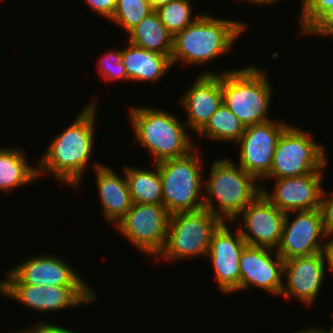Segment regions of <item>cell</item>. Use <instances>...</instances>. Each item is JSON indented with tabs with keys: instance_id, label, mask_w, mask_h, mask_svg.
Here are the masks:
<instances>
[{
	"instance_id": "6da1fadb",
	"label": "cell",
	"mask_w": 333,
	"mask_h": 333,
	"mask_svg": "<svg viewBox=\"0 0 333 333\" xmlns=\"http://www.w3.org/2000/svg\"><path fill=\"white\" fill-rule=\"evenodd\" d=\"M97 102L83 107L78 117L60 134L53 136L45 153L37 162L38 176L46 173L77 189L93 153ZM41 176V177H40Z\"/></svg>"
},
{
	"instance_id": "7a4b0ae2",
	"label": "cell",
	"mask_w": 333,
	"mask_h": 333,
	"mask_svg": "<svg viewBox=\"0 0 333 333\" xmlns=\"http://www.w3.org/2000/svg\"><path fill=\"white\" fill-rule=\"evenodd\" d=\"M201 15L181 32L173 36L171 62L203 65L224 56L247 28L239 20L220 19ZM241 34V35H240Z\"/></svg>"
},
{
	"instance_id": "3957f363",
	"label": "cell",
	"mask_w": 333,
	"mask_h": 333,
	"mask_svg": "<svg viewBox=\"0 0 333 333\" xmlns=\"http://www.w3.org/2000/svg\"><path fill=\"white\" fill-rule=\"evenodd\" d=\"M129 110L134 139L153 156V163L180 158L195 149L185 121L174 114L145 106H130Z\"/></svg>"
},
{
	"instance_id": "277c9868",
	"label": "cell",
	"mask_w": 333,
	"mask_h": 333,
	"mask_svg": "<svg viewBox=\"0 0 333 333\" xmlns=\"http://www.w3.org/2000/svg\"><path fill=\"white\" fill-rule=\"evenodd\" d=\"M210 167L208 181L204 182V208L223 222L232 224L261 193V186L253 175L235 165L231 158L217 159Z\"/></svg>"
},
{
	"instance_id": "5b68a950",
	"label": "cell",
	"mask_w": 333,
	"mask_h": 333,
	"mask_svg": "<svg viewBox=\"0 0 333 333\" xmlns=\"http://www.w3.org/2000/svg\"><path fill=\"white\" fill-rule=\"evenodd\" d=\"M220 73L223 103L245 127L272 120L273 87L265 70L248 65Z\"/></svg>"
},
{
	"instance_id": "8992f818",
	"label": "cell",
	"mask_w": 333,
	"mask_h": 333,
	"mask_svg": "<svg viewBox=\"0 0 333 333\" xmlns=\"http://www.w3.org/2000/svg\"><path fill=\"white\" fill-rule=\"evenodd\" d=\"M197 148L189 154L156 163L162 182V204L169 214L204 207V177Z\"/></svg>"
},
{
	"instance_id": "52a82bcc",
	"label": "cell",
	"mask_w": 333,
	"mask_h": 333,
	"mask_svg": "<svg viewBox=\"0 0 333 333\" xmlns=\"http://www.w3.org/2000/svg\"><path fill=\"white\" fill-rule=\"evenodd\" d=\"M223 221L206 208L171 214L165 245L157 259L175 262L183 258L206 256L211 237Z\"/></svg>"
},
{
	"instance_id": "ba28073f",
	"label": "cell",
	"mask_w": 333,
	"mask_h": 333,
	"mask_svg": "<svg viewBox=\"0 0 333 333\" xmlns=\"http://www.w3.org/2000/svg\"><path fill=\"white\" fill-rule=\"evenodd\" d=\"M313 138L300 127L288 125L277 141L271 170L265 178L298 177L325 170V147Z\"/></svg>"
},
{
	"instance_id": "9c48e42d",
	"label": "cell",
	"mask_w": 333,
	"mask_h": 333,
	"mask_svg": "<svg viewBox=\"0 0 333 333\" xmlns=\"http://www.w3.org/2000/svg\"><path fill=\"white\" fill-rule=\"evenodd\" d=\"M169 217L163 204L133 203L115 227L145 256L156 258L165 245Z\"/></svg>"
},
{
	"instance_id": "30bf717a",
	"label": "cell",
	"mask_w": 333,
	"mask_h": 333,
	"mask_svg": "<svg viewBox=\"0 0 333 333\" xmlns=\"http://www.w3.org/2000/svg\"><path fill=\"white\" fill-rule=\"evenodd\" d=\"M0 294L41 313L60 312L89 304L97 298L91 286L0 284Z\"/></svg>"
},
{
	"instance_id": "8fae6325",
	"label": "cell",
	"mask_w": 333,
	"mask_h": 333,
	"mask_svg": "<svg viewBox=\"0 0 333 333\" xmlns=\"http://www.w3.org/2000/svg\"><path fill=\"white\" fill-rule=\"evenodd\" d=\"M288 124L280 120L249 125L236 142L239 147V165L258 181L271 170L277 141Z\"/></svg>"
},
{
	"instance_id": "7c38bea8",
	"label": "cell",
	"mask_w": 333,
	"mask_h": 333,
	"mask_svg": "<svg viewBox=\"0 0 333 333\" xmlns=\"http://www.w3.org/2000/svg\"><path fill=\"white\" fill-rule=\"evenodd\" d=\"M36 256V257H35ZM6 271L0 284L88 286L74 267L56 255H35ZM7 277V278H6Z\"/></svg>"
},
{
	"instance_id": "4fadbf2b",
	"label": "cell",
	"mask_w": 333,
	"mask_h": 333,
	"mask_svg": "<svg viewBox=\"0 0 333 333\" xmlns=\"http://www.w3.org/2000/svg\"><path fill=\"white\" fill-rule=\"evenodd\" d=\"M325 236L319 209L289 212L276 252L283 260L320 253Z\"/></svg>"
},
{
	"instance_id": "5bb4252c",
	"label": "cell",
	"mask_w": 333,
	"mask_h": 333,
	"mask_svg": "<svg viewBox=\"0 0 333 333\" xmlns=\"http://www.w3.org/2000/svg\"><path fill=\"white\" fill-rule=\"evenodd\" d=\"M285 216V212L280 211L260 193L238 216L242 224L237 229L248 246L276 250L281 240Z\"/></svg>"
},
{
	"instance_id": "9a60e30c",
	"label": "cell",
	"mask_w": 333,
	"mask_h": 333,
	"mask_svg": "<svg viewBox=\"0 0 333 333\" xmlns=\"http://www.w3.org/2000/svg\"><path fill=\"white\" fill-rule=\"evenodd\" d=\"M323 170L298 177L264 178L273 180L272 192L261 186V193L285 213L319 209L323 192Z\"/></svg>"
},
{
	"instance_id": "2e32d148",
	"label": "cell",
	"mask_w": 333,
	"mask_h": 333,
	"mask_svg": "<svg viewBox=\"0 0 333 333\" xmlns=\"http://www.w3.org/2000/svg\"><path fill=\"white\" fill-rule=\"evenodd\" d=\"M227 224L223 222L213 233L207 258L214 267L213 279H216L218 288L228 295L239 291V261L247 244L239 230L232 233Z\"/></svg>"
},
{
	"instance_id": "e0dca14e",
	"label": "cell",
	"mask_w": 333,
	"mask_h": 333,
	"mask_svg": "<svg viewBox=\"0 0 333 333\" xmlns=\"http://www.w3.org/2000/svg\"><path fill=\"white\" fill-rule=\"evenodd\" d=\"M284 260L276 250L246 245L239 261V291L256 286L279 296L283 287Z\"/></svg>"
},
{
	"instance_id": "ac0fdd59",
	"label": "cell",
	"mask_w": 333,
	"mask_h": 333,
	"mask_svg": "<svg viewBox=\"0 0 333 333\" xmlns=\"http://www.w3.org/2000/svg\"><path fill=\"white\" fill-rule=\"evenodd\" d=\"M326 269L321 253L284 260L283 277L287 281L280 295L289 300L295 297L310 307L325 281Z\"/></svg>"
},
{
	"instance_id": "d6986e66",
	"label": "cell",
	"mask_w": 333,
	"mask_h": 333,
	"mask_svg": "<svg viewBox=\"0 0 333 333\" xmlns=\"http://www.w3.org/2000/svg\"><path fill=\"white\" fill-rule=\"evenodd\" d=\"M202 73L179 100L186 112V127L196 134L207 125L211 116L223 103L221 73Z\"/></svg>"
},
{
	"instance_id": "ffe728a7",
	"label": "cell",
	"mask_w": 333,
	"mask_h": 333,
	"mask_svg": "<svg viewBox=\"0 0 333 333\" xmlns=\"http://www.w3.org/2000/svg\"><path fill=\"white\" fill-rule=\"evenodd\" d=\"M94 171L102 213L107 221L116 225L133 204L125 173L122 177L111 167L96 160Z\"/></svg>"
},
{
	"instance_id": "44dd1931",
	"label": "cell",
	"mask_w": 333,
	"mask_h": 333,
	"mask_svg": "<svg viewBox=\"0 0 333 333\" xmlns=\"http://www.w3.org/2000/svg\"><path fill=\"white\" fill-rule=\"evenodd\" d=\"M122 64L129 81L156 83L172 69L171 55L140 48L131 43L122 49Z\"/></svg>"
},
{
	"instance_id": "7402d4cb",
	"label": "cell",
	"mask_w": 333,
	"mask_h": 333,
	"mask_svg": "<svg viewBox=\"0 0 333 333\" xmlns=\"http://www.w3.org/2000/svg\"><path fill=\"white\" fill-rule=\"evenodd\" d=\"M20 148H0V190L4 193L31 185L39 178L38 167L27 163ZM31 183V184H30Z\"/></svg>"
},
{
	"instance_id": "603a6c76",
	"label": "cell",
	"mask_w": 333,
	"mask_h": 333,
	"mask_svg": "<svg viewBox=\"0 0 333 333\" xmlns=\"http://www.w3.org/2000/svg\"><path fill=\"white\" fill-rule=\"evenodd\" d=\"M127 35L130 36L128 43L135 46L163 55L172 53L173 35L162 24L155 11L143 18Z\"/></svg>"
},
{
	"instance_id": "cb8c5ba5",
	"label": "cell",
	"mask_w": 333,
	"mask_h": 333,
	"mask_svg": "<svg viewBox=\"0 0 333 333\" xmlns=\"http://www.w3.org/2000/svg\"><path fill=\"white\" fill-rule=\"evenodd\" d=\"M154 170L123 166L133 203L162 204V182L160 171L154 163Z\"/></svg>"
},
{
	"instance_id": "d4e9b609",
	"label": "cell",
	"mask_w": 333,
	"mask_h": 333,
	"mask_svg": "<svg viewBox=\"0 0 333 333\" xmlns=\"http://www.w3.org/2000/svg\"><path fill=\"white\" fill-rule=\"evenodd\" d=\"M244 131L245 125L222 103L197 135L199 138L204 136L213 141L235 144Z\"/></svg>"
},
{
	"instance_id": "484cf974",
	"label": "cell",
	"mask_w": 333,
	"mask_h": 333,
	"mask_svg": "<svg viewBox=\"0 0 333 333\" xmlns=\"http://www.w3.org/2000/svg\"><path fill=\"white\" fill-rule=\"evenodd\" d=\"M191 3L190 0H174L155 10L162 24L173 36L200 16L196 14L194 17Z\"/></svg>"
},
{
	"instance_id": "4316f807",
	"label": "cell",
	"mask_w": 333,
	"mask_h": 333,
	"mask_svg": "<svg viewBox=\"0 0 333 333\" xmlns=\"http://www.w3.org/2000/svg\"><path fill=\"white\" fill-rule=\"evenodd\" d=\"M151 12L149 0H117L115 12L109 21L128 33Z\"/></svg>"
},
{
	"instance_id": "83f0119b",
	"label": "cell",
	"mask_w": 333,
	"mask_h": 333,
	"mask_svg": "<svg viewBox=\"0 0 333 333\" xmlns=\"http://www.w3.org/2000/svg\"><path fill=\"white\" fill-rule=\"evenodd\" d=\"M105 53L99 58L97 67L103 79L106 81L129 80L122 64V49L107 50Z\"/></svg>"
},
{
	"instance_id": "f1b7e54d",
	"label": "cell",
	"mask_w": 333,
	"mask_h": 333,
	"mask_svg": "<svg viewBox=\"0 0 333 333\" xmlns=\"http://www.w3.org/2000/svg\"><path fill=\"white\" fill-rule=\"evenodd\" d=\"M331 6L333 0H313L303 12H300L298 20L301 36Z\"/></svg>"
},
{
	"instance_id": "f546056e",
	"label": "cell",
	"mask_w": 333,
	"mask_h": 333,
	"mask_svg": "<svg viewBox=\"0 0 333 333\" xmlns=\"http://www.w3.org/2000/svg\"><path fill=\"white\" fill-rule=\"evenodd\" d=\"M314 35L333 39V6L327 9L302 35Z\"/></svg>"
},
{
	"instance_id": "4dcf8cb0",
	"label": "cell",
	"mask_w": 333,
	"mask_h": 333,
	"mask_svg": "<svg viewBox=\"0 0 333 333\" xmlns=\"http://www.w3.org/2000/svg\"><path fill=\"white\" fill-rule=\"evenodd\" d=\"M327 195L323 189L320 203L323 229L326 235H333V192Z\"/></svg>"
},
{
	"instance_id": "1f68e13d",
	"label": "cell",
	"mask_w": 333,
	"mask_h": 333,
	"mask_svg": "<svg viewBox=\"0 0 333 333\" xmlns=\"http://www.w3.org/2000/svg\"><path fill=\"white\" fill-rule=\"evenodd\" d=\"M85 3L91 11L110 20L115 12L117 0H85Z\"/></svg>"
},
{
	"instance_id": "d6a6232c",
	"label": "cell",
	"mask_w": 333,
	"mask_h": 333,
	"mask_svg": "<svg viewBox=\"0 0 333 333\" xmlns=\"http://www.w3.org/2000/svg\"><path fill=\"white\" fill-rule=\"evenodd\" d=\"M21 330V331H20ZM15 331L16 333H80L71 329H66L65 326L50 324L49 322H41L30 326L28 329H20Z\"/></svg>"
},
{
	"instance_id": "836d02e7",
	"label": "cell",
	"mask_w": 333,
	"mask_h": 333,
	"mask_svg": "<svg viewBox=\"0 0 333 333\" xmlns=\"http://www.w3.org/2000/svg\"><path fill=\"white\" fill-rule=\"evenodd\" d=\"M324 266L328 267L333 276V235H326L321 247Z\"/></svg>"
},
{
	"instance_id": "e575fe53",
	"label": "cell",
	"mask_w": 333,
	"mask_h": 333,
	"mask_svg": "<svg viewBox=\"0 0 333 333\" xmlns=\"http://www.w3.org/2000/svg\"><path fill=\"white\" fill-rule=\"evenodd\" d=\"M239 1H242V2L246 1L251 5L252 4L259 5L260 4L261 6H263V5L265 6L267 4L268 7H269V6L274 5L275 3H279L282 0H239Z\"/></svg>"
},
{
	"instance_id": "d590c367",
	"label": "cell",
	"mask_w": 333,
	"mask_h": 333,
	"mask_svg": "<svg viewBox=\"0 0 333 333\" xmlns=\"http://www.w3.org/2000/svg\"><path fill=\"white\" fill-rule=\"evenodd\" d=\"M174 0H149L151 8L153 11L157 10L158 8L170 3Z\"/></svg>"
},
{
	"instance_id": "8d00e7d4",
	"label": "cell",
	"mask_w": 333,
	"mask_h": 333,
	"mask_svg": "<svg viewBox=\"0 0 333 333\" xmlns=\"http://www.w3.org/2000/svg\"><path fill=\"white\" fill-rule=\"evenodd\" d=\"M294 333H322V331L317 327H307L306 329L304 328L303 330L296 331Z\"/></svg>"
},
{
	"instance_id": "74e56055",
	"label": "cell",
	"mask_w": 333,
	"mask_h": 333,
	"mask_svg": "<svg viewBox=\"0 0 333 333\" xmlns=\"http://www.w3.org/2000/svg\"><path fill=\"white\" fill-rule=\"evenodd\" d=\"M313 0H301V12H303L311 3Z\"/></svg>"
},
{
	"instance_id": "f35d334b",
	"label": "cell",
	"mask_w": 333,
	"mask_h": 333,
	"mask_svg": "<svg viewBox=\"0 0 333 333\" xmlns=\"http://www.w3.org/2000/svg\"><path fill=\"white\" fill-rule=\"evenodd\" d=\"M332 317H333V314L331 315ZM332 326H330V328L327 330V329H325V327H318L321 331H322V333H333V322H332V324H331Z\"/></svg>"
}]
</instances>
